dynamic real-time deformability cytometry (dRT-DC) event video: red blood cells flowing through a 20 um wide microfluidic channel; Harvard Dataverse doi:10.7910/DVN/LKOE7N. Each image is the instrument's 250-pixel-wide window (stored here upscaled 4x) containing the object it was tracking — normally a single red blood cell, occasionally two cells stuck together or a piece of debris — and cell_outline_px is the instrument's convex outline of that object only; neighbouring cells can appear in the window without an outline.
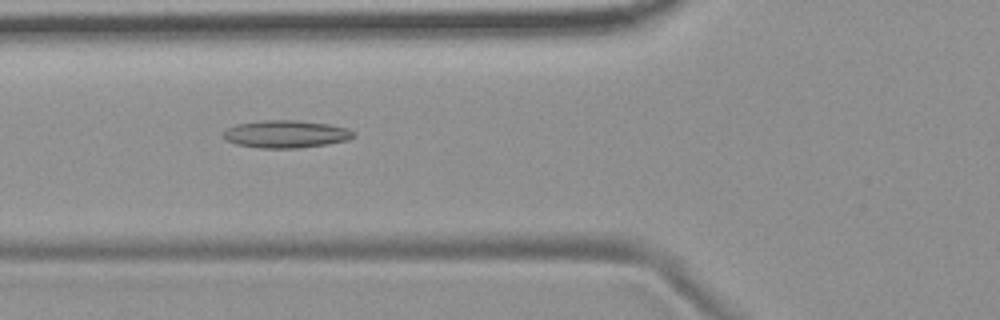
{"species": "common noctule bat (a hibernating species)", "species_latin": "Nyctalus noctula", "temperature_condition": "room temperature", "stored_images_in_passage": 49, "camera_frame_rate_fps": 3000, "um_per_image_px": 0.085, "animal": {"sex": "female", "body_mass_g": 19.9}, "frame": {"image": 1, "passage_image": 15, "time_ms": 4.667, "image_size_px": [1000, 320], "cell_outline_px": [[356, 136], [348, 140], [328, 144], [300, 148], [260, 148], [236, 144], [220, 136], [228, 128], [236, 124], [264, 120], [296, 120], [328, 124], [348, 128], [356, 132]], "centroid_in_image_um": [24.34, 11.4], "position_along_channel_um": 101.5, "area_um2": 21.04}}
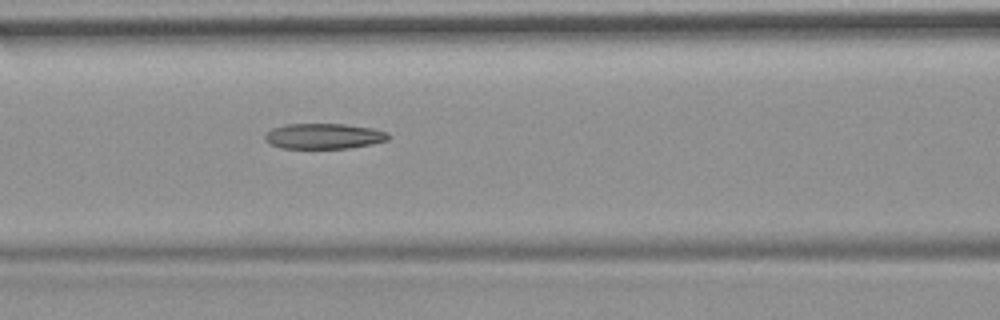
{"frame": {"image": 2, "passage_image": 18, "time_ms": 5.667, "image_size_px": [1000, 320], "cell_outline_px": [[392, 136], [388, 140], [372, 144], [348, 148], [280, 148], [268, 144], [264, 140], [264, 136], [272, 128], [284, 124], [344, 124], [372, 128], [388, 132]], "centroid_in_image_um": [27.52, 11.57], "position_along_channel_um": 139.1, "area_um2": 18.5}}
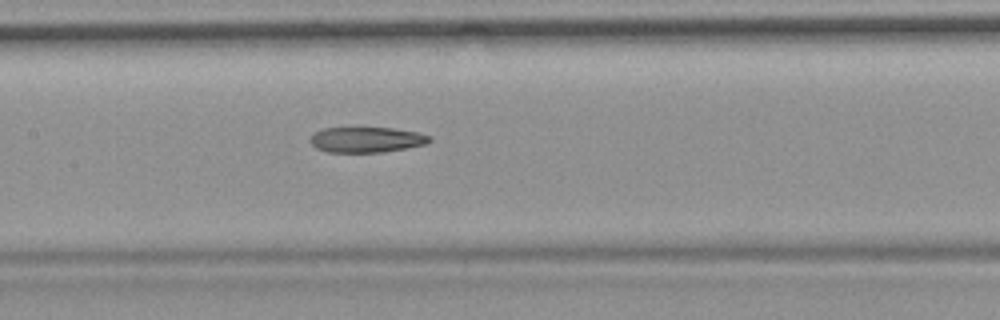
{"frame": {"image": 3, "passage_image": 21, "time_ms": 6.667, "image_size_px": [1000, 320], "cell_outline_px": [[432, 140], [428, 144], [384, 152], [328, 152], [316, 148], [312, 144], [312, 136], [316, 132], [324, 128], [392, 128], [416, 132], [432, 136]], "centroid_in_image_um": [31.22, 11.88], "position_along_channel_um": 176.2, "area_um2": 17.57}}